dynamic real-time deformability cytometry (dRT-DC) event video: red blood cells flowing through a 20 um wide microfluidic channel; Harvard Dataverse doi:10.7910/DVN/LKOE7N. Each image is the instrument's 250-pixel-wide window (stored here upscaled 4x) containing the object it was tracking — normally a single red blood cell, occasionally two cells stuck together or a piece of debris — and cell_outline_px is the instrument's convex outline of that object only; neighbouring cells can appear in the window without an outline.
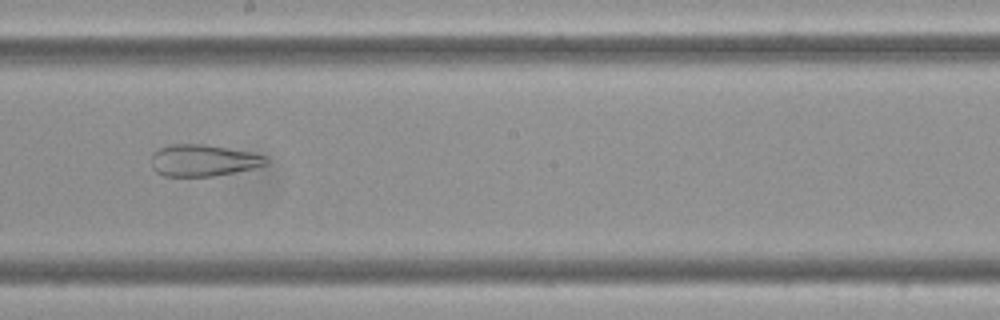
{"species": "Egyptian fruit bat (a non-hibernating species)", "species_latin": "Rousettus aegyptiacus", "temperature_condition": "cold", "stored_images_in_passage": 35, "camera_frame_rate_fps": 3000, "um_per_image_px": 0.085, "frame": {"image": 1, "passage_image": 16, "time_ms": 5.0, "image_size_px": [1000, 320], "cell_outline_px": [[268, 160], [264, 164], [252, 168], [212, 176], [164, 176], [156, 172], [152, 168], [152, 152], [160, 148], [172, 144], [204, 144], [248, 152], [264, 156]], "centroid_in_image_um": [17.19, 13.63], "position_along_channel_um": 231.0, "area_um2": 20.75}}
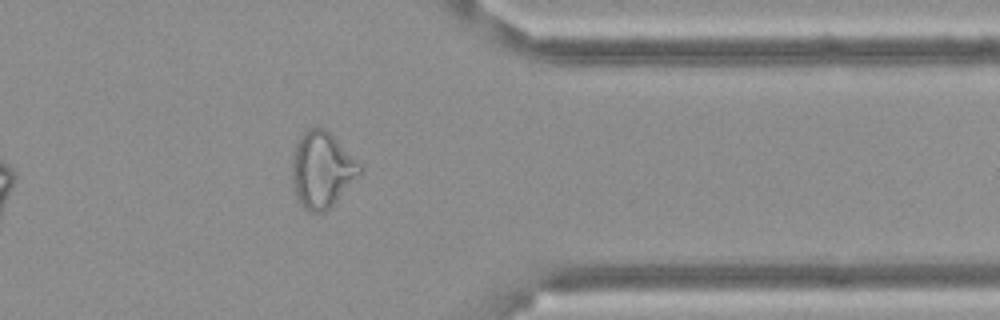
{"frame": {"image": 2, "passage_image": 30, "time_ms": 9.667, "image_size_px": [1000, 320], "cell_outline_px": [[360, 176], [324, 212], [312, 212], [304, 208], [300, 204], [296, 196], [292, 184], [292, 152], [296, 144], [304, 132], [308, 128], [320, 124], [360, 164]], "centroid_in_image_um": [27.32, 14.42], "position_along_channel_um": 384.1, "area_um2": 29.65}, "authors_computed_cell_mechanics": {"area_um2": 26.0678, "velocity_mm_per_s": 3.4948, "shape_relaxation_time_tau1_ms": null, "shape_relaxation_time_tau2_ms": 2.1795, "deformation_change_tau1": null, "deformation_change_tau2": 0.1092}}